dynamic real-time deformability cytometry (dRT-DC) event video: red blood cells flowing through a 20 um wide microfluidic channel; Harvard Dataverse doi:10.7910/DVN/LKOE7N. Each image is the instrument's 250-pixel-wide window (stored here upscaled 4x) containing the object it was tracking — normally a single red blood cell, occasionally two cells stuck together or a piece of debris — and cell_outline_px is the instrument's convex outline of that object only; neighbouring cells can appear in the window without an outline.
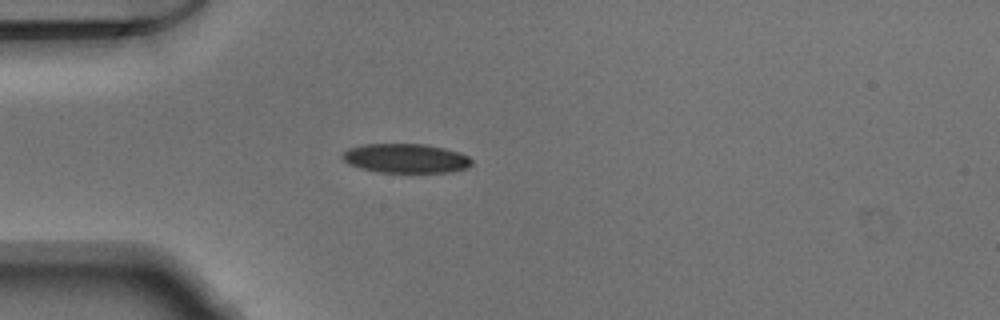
{"species": "Egyptian fruit bat (a non-hibernating species)", "species_latin": "Rousettus aegyptiacus", "temperature_condition": "warm", "stored_images_in_passage": 50, "camera_frame_rate_fps": 3000, "um_per_image_px": 0.085, "animal": {"sex": "male"}, "frame": {"image": 1, "passage_image": 14, "time_ms": 4.333, "image_size_px": [1000, 320], "cell_outline_px": [[472, 164], [468, 168], [452, 172], [380, 172], [360, 168], [348, 164], [340, 156], [348, 148], [364, 144], [428, 144], [460, 152], [468, 156], [472, 160]], "centroid_in_image_um": [34.51, 13.45], "position_along_channel_um": 50.5, "area_um2": 22.2}}
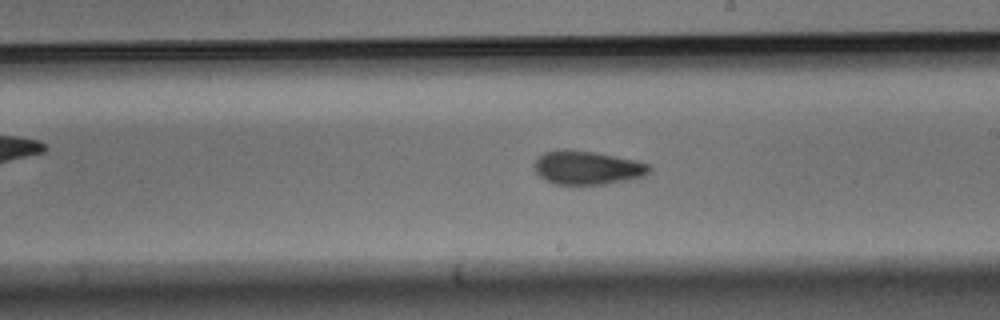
{"frame": {"image": 2, "passage_image": 29, "time_ms": 9.333, "image_size_px": [1000, 320], "cell_outline_px": [[652, 172], [644, 176], [628, 180], [604, 184], [552, 184], [544, 180], [532, 168], [532, 164], [536, 156], [544, 152], [564, 148], [568, 148], [596, 152], [636, 160], [648, 164], [652, 168]], "centroid_in_image_um": [49.87, 14.24], "position_along_channel_um": 239.1, "area_um2": 23.18}}
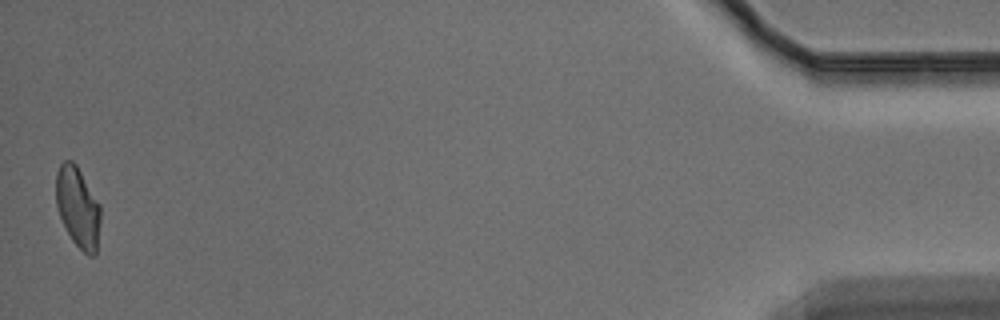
{"frame": {"image": 3, "passage_image": 50, "time_ms": 16.333, "image_size_px": [1000, 320], "cell_outline_px": [[100, 220], [96, 256], [88, 256], [72, 240], [60, 216], [56, 204], [56, 172], [60, 164], [64, 160], [72, 160], [76, 164], [100, 204]], "centroid_in_image_um": [6.62, 17.61], "position_along_channel_um": 428.6, "area_um2": 20.81}}